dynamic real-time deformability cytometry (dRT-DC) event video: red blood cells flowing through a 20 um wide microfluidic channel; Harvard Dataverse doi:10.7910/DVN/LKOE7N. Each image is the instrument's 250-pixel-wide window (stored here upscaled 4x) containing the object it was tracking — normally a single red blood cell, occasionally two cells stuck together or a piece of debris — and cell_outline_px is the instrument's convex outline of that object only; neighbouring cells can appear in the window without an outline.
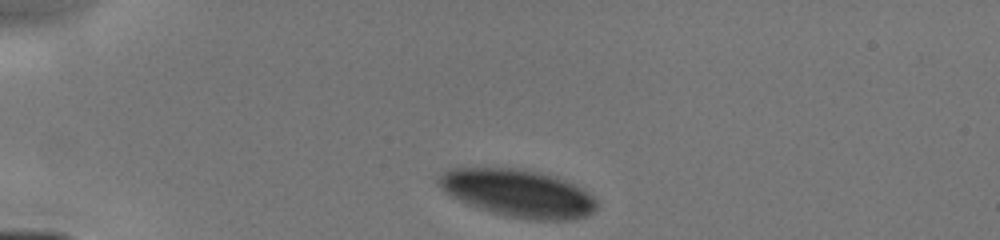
{"species": "human", "species_latin": "Homo sapiens", "temperature_condition": "cold", "stored_images_in_passage": 2, "camera_frame_rate_fps": 3000, "um_per_image_px": 0.085, "donor": {"sex": "male"}, "frame": {"image": 1, "passage_image": 1, "time_ms": 0.0, "image_size_px": [1000, 240], "cell_outline_px": [[600, 204], [588, 216], [568, 220], [532, 220], [492, 212], [480, 208], [460, 200], [452, 196], [440, 188], [436, 184], [436, 180], [444, 172], [452, 168], [512, 168], [536, 172], [564, 180], [588, 192]], "centroid_in_image_um": [44.04, 16.43], "position_along_channel_um": 41.0, "area_um2": 43.18}}